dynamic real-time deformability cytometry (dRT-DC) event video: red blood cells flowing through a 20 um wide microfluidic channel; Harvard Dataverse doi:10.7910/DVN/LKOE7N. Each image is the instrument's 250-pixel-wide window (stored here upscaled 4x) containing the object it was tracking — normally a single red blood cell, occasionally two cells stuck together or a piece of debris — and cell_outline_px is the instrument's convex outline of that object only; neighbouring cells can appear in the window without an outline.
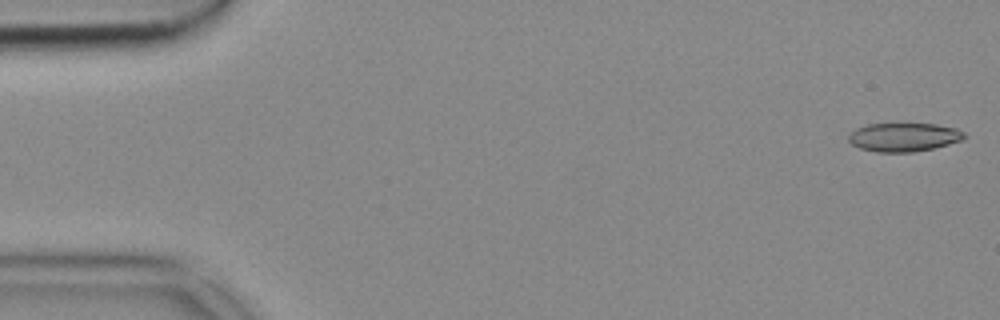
{"species": "common noctule bat (a hibernating species)", "species_latin": "Nyctalus noctula", "temperature_condition": "cold", "stored_images_in_passage": 53, "camera_frame_rate_fps": 3000, "um_per_image_px": 0.085, "animal": {"sex": "female", "body_mass_g": 18.4}, "frame": {"image": 1, "passage_image": 1, "time_ms": 0.0, "image_size_px": [1000, 320], "cell_outline_px": [[968, 136], [964, 140], [932, 148], [912, 152], [876, 152], [860, 148], [852, 144], [848, 140], [848, 136], [856, 128], [868, 124], [936, 124], [956, 128], [964, 132]], "centroid_in_image_um": [76.85, 11.66], "position_along_channel_um": 8.2, "area_um2": 19.31}}
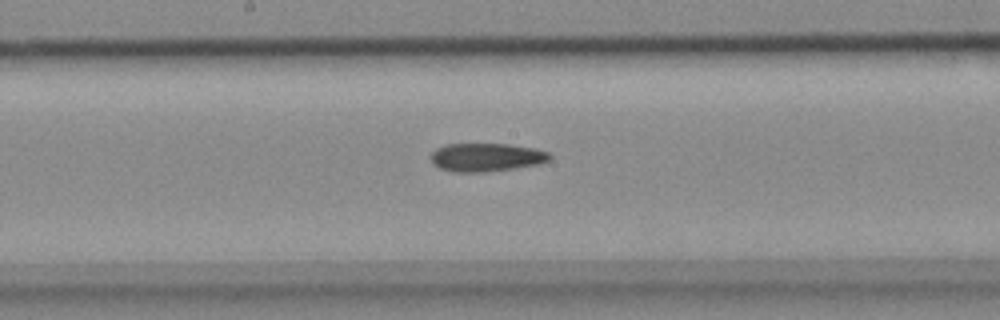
{"frame": {"image": 2, "passage_image": 27, "time_ms": 8.667, "image_size_px": [1000, 320], "cell_outline_px": [[552, 156], [548, 160], [540, 164], [484, 172], [452, 172], [440, 168], [432, 164], [432, 152], [436, 148], [448, 144], [508, 144], [532, 148], [548, 152]], "centroid_in_image_um": [41.31, 13.37], "position_along_channel_um": 206.9, "area_um2": 19.48}}
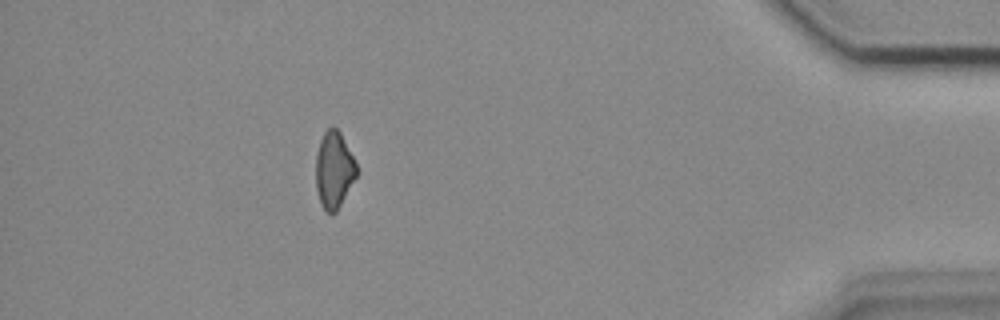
{"frame": {"image": 3, "passage_image": 47, "time_ms": 15.333, "image_size_px": [1000, 320], "cell_outline_px": [[360, 172], [336, 212], [332, 216], [320, 204], [316, 188], [316, 152], [320, 140], [324, 132], [332, 124], [340, 132]], "centroid_in_image_um": [28.39, 14.45], "position_along_channel_um": 406.8, "area_um2": 18.44}}